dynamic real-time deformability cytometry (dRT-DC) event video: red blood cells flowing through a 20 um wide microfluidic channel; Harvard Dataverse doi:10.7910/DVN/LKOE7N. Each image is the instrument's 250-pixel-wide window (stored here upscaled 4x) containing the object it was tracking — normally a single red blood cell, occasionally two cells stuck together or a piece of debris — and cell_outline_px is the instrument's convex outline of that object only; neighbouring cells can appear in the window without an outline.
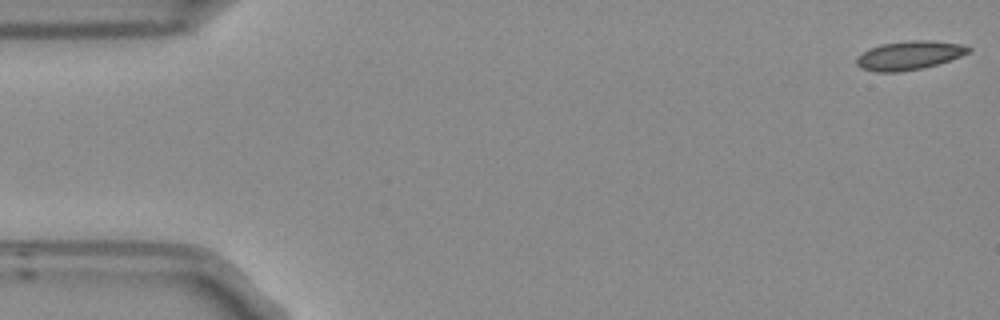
{"species": "Egyptian fruit bat (a non-hibernating species)", "species_latin": "Rousettus aegyptiacus", "temperature_condition": "room temperature", "stored_images_in_passage": 5, "segment_of_instrument_passage": [1, 2], "camera_frame_rate_fps": 3000, "um_per_image_px": 0.085, "frame": {"image": 1, "passage_image": 1, "time_ms": 0.0, "image_size_px": [1000, 320], "cell_outline_px": [[972, 48], [968, 52], [960, 56], [936, 64], [920, 68], [896, 72], [876, 72], [860, 68], [856, 64], [856, 56], [868, 48], [880, 44], [908, 40], [928, 40], [960, 44]], "centroid_in_image_um": [77.2, 4.7], "position_along_channel_um": 7.8, "area_um2": 18.67}}
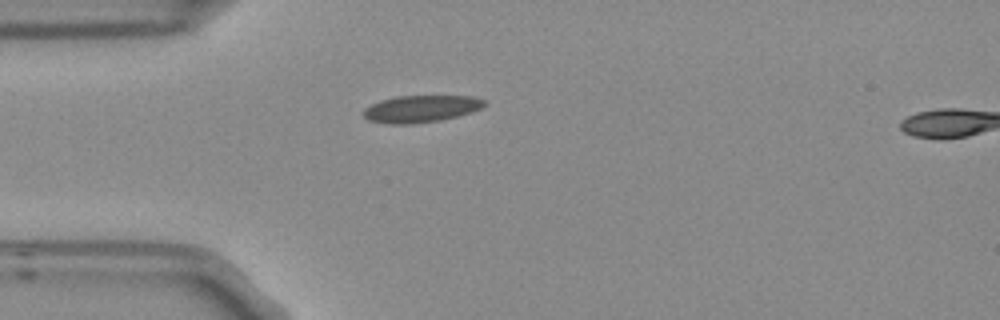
{"frame": {"image": 2, "passage_image": 4, "time_ms": 1.0, "image_size_px": [1000, 320], "cell_outline_px": [[488, 104], [480, 108], [456, 116], [440, 120], [408, 124], [388, 124], [368, 120], [360, 112], [364, 108], [380, 100], [396, 96], [472, 96], [484, 100]], "centroid_in_image_um": [35.72, 9.24], "position_along_channel_um": 49.3, "area_um2": 18.96}}